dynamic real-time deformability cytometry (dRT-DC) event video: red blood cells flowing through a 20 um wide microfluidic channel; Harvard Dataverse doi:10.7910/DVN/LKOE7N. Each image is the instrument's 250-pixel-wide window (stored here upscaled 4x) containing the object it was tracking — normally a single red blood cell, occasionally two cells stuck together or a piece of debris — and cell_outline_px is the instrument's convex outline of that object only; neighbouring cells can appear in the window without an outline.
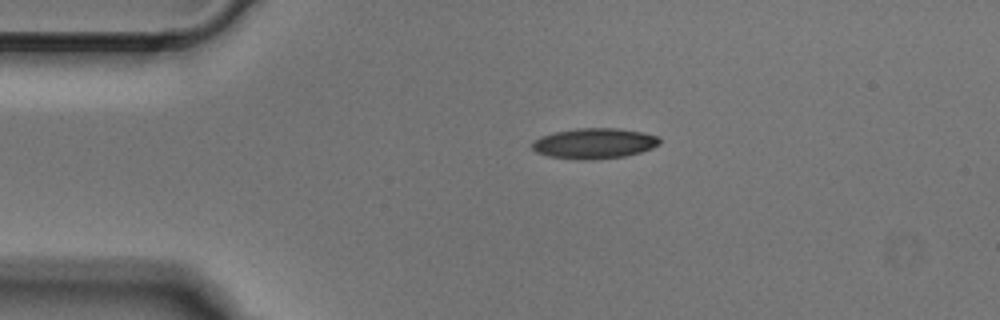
{"species": "Egyptian fruit bat (a non-hibernating species)", "species_latin": "Rousettus aegyptiacus", "temperature_condition": "cold", "stored_images_in_passage": 41, "camera_frame_rate_fps": 3000, "um_per_image_px": 0.085, "animal": {"sex": "male"}, "frame": {"image": 1, "passage_image": 1, "time_ms": 0.0, "image_size_px": [1000, 320], "cell_outline_px": [[660, 144], [652, 148], [640, 152], [624, 156], [592, 160], [580, 160], [548, 156], [536, 152], [532, 148], [532, 140], [540, 136], [556, 132], [576, 128], [620, 128], [644, 132], [660, 136]], "centroid_in_image_um": [50.52, 12.18], "position_along_channel_um": 34.5, "area_um2": 22.89}}
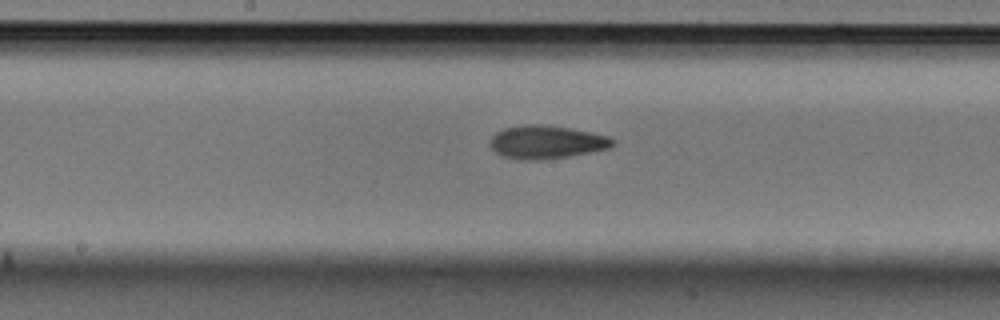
{"frame": {"image": 2, "passage_image": 16, "time_ms": 5.0, "image_size_px": [1000, 320], "cell_outline_px": [[616, 144], [612, 148], [568, 156], [540, 160], [524, 160], [500, 156], [492, 148], [492, 136], [496, 132], [504, 128], [524, 124], [536, 124], [568, 128], [592, 132], [608, 136], [616, 140]], "centroid_in_image_um": [46.49, 12.08], "position_along_channel_um": 201.7, "area_um2": 23.7}}
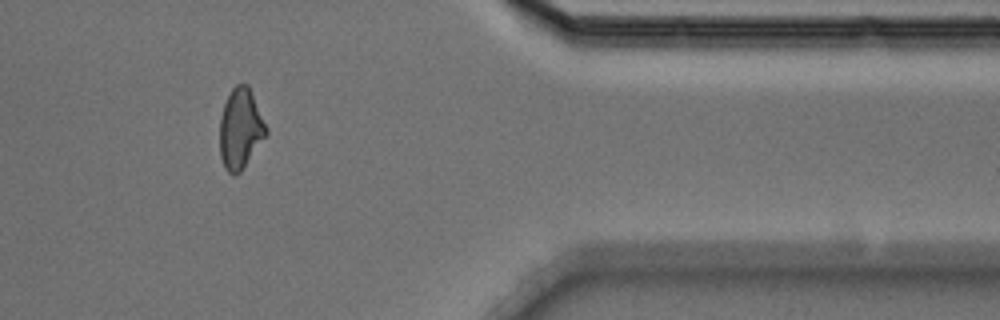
{"frame": {"image": 3, "passage_image": 32, "time_ms": 10.333, "image_size_px": [1000, 320], "cell_outline_px": [[268, 132], [240, 172], [232, 176], [224, 168], [220, 156], [220, 116], [224, 104], [232, 88], [236, 84], [248, 84], [268, 128]], "centroid_in_image_um": [20.43, 10.94], "position_along_channel_um": 391.0, "area_um2": 21.62}}